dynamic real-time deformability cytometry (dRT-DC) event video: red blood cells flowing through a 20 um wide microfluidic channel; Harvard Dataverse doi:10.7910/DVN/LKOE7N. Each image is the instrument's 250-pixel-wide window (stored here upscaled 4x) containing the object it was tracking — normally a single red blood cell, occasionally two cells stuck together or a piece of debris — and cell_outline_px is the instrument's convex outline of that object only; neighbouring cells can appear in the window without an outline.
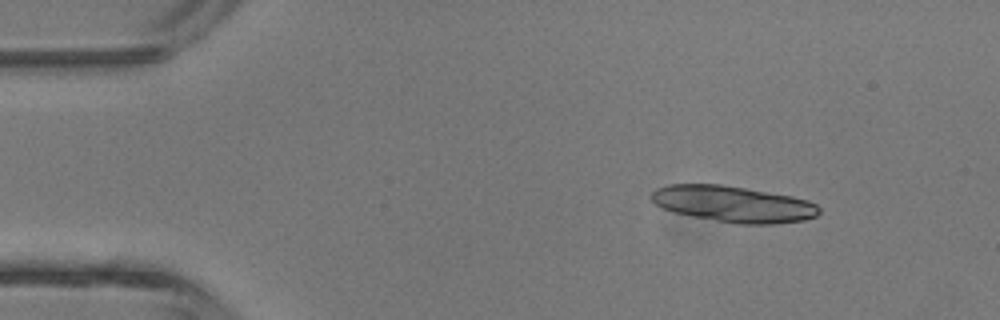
{"species": "common noctule bat (a hibernating species)", "species_latin": "Nyctalus noctula", "temperature_condition": "room temperature", "stored_images_in_passage": 5, "camera_frame_rate_fps": 3000, "um_per_image_px": 0.085, "animal": {"sex": "male", "body_mass_g": 13.3}, "frame": {"image": 1, "passage_image": 2, "time_ms": 1.333, "image_size_px": [1000, 320], "cell_outline_px": [[820, 212], [816, 216], [804, 220], [776, 224], [736, 224], [692, 216], [672, 212], [656, 204], [648, 196], [656, 188], [668, 184], [724, 184], [792, 196], [808, 200], [816, 204], [820, 208]], "centroid_in_image_um": [62.32, 17.34], "position_along_channel_um": 22.7, "area_um2": 35.66}}